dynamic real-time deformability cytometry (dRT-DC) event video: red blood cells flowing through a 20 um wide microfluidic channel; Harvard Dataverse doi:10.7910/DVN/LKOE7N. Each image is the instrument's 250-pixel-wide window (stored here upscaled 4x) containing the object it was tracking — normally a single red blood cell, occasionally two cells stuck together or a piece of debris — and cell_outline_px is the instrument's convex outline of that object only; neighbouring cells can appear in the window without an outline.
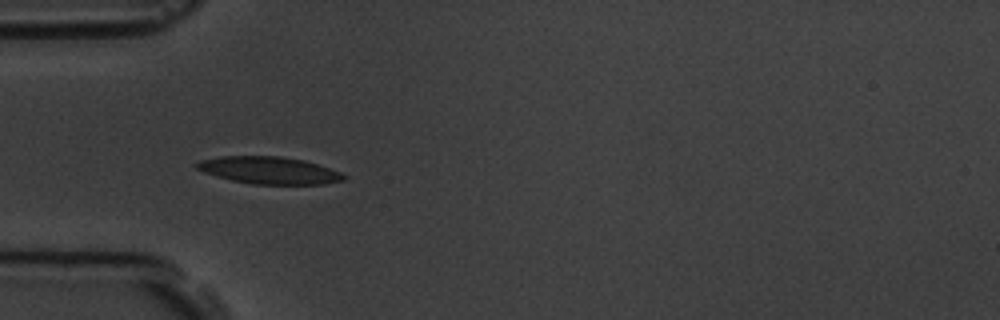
{"species": "common noctule bat (a hibernating species)", "species_latin": "Nyctalus noctula", "temperature_condition": "room temperature", "stored_images_in_passage": 7, "camera_frame_rate_fps": 3000, "um_per_image_px": 0.085, "animal": {"sex": "male", "body_mass_g": 19.5, "forearm_length_mm": 54.6}, "frame": {"image": 1, "passage_image": 6, "time_ms": 5.667, "image_size_px": [1000, 320], "cell_outline_px": [[348, 176], [344, 180], [324, 184], [252, 184], [232, 180], [216, 176], [204, 172], [196, 168], [192, 164], [200, 160], [220, 156], [280, 156], [304, 160], [340, 172]], "centroid_in_image_um": [22.84, 14.47], "position_along_channel_um": 62.2, "area_um2": 23.29}}
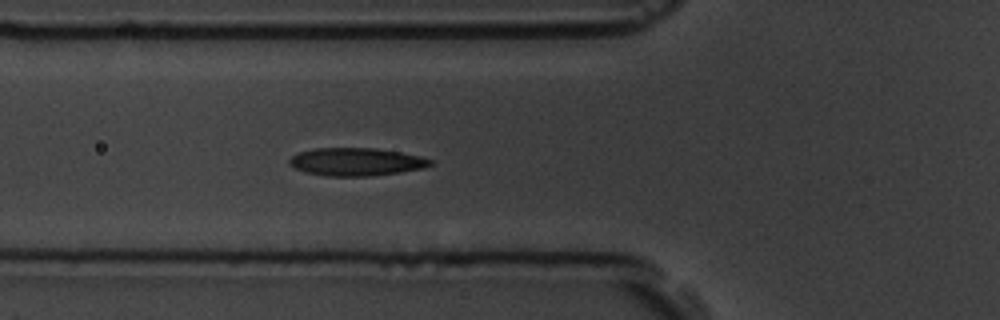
{"frame": {"image": 2, "passage_image": 7, "time_ms": 6.667, "image_size_px": [1000, 320], "cell_outline_px": [[432, 164], [424, 168], [400, 172], [372, 176], [328, 176], [304, 172], [288, 164], [288, 160], [292, 156], [300, 152], [316, 148], [376, 148], [400, 152], [420, 156], [432, 160]], "centroid_in_image_um": [30.27, 13.75], "position_along_channel_um": 95.5, "area_um2": 22.89}}